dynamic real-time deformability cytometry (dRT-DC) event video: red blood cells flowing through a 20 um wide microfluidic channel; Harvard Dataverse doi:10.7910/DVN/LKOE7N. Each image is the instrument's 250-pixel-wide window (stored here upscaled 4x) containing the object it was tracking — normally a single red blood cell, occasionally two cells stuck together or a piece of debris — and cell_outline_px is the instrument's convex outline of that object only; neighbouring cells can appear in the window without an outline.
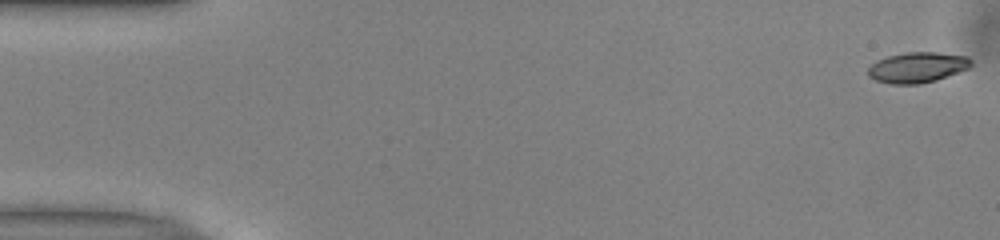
{"species": "common noctule bat (a hibernating species)", "species_latin": "Nyctalus noctula", "temperature_condition": "warm", "stored_images_in_passage": 51, "camera_frame_rate_fps": 3000, "um_per_image_px": 0.085, "animal": {"sex": "male", "body_mass_g": 13.0, "forearm_length_mm": 53.1}, "frame": {"image": 1, "passage_image": 1, "time_ms": 0.0, "image_size_px": [1000, 240], "cell_outline_px": [[972, 64], [968, 68], [936, 80], [920, 84], [892, 84], [876, 80], [868, 76], [868, 68], [876, 60], [888, 56], [908, 52], [936, 52], [968, 56], [972, 60]], "centroid_in_image_um": [77.97, 5.72], "position_along_channel_um": 7.0, "area_um2": 18.26}}
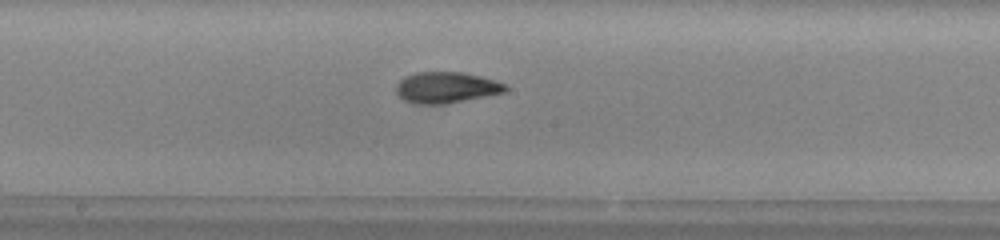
{"frame": {"image": 2, "passage_image": 27, "time_ms": 8.667, "image_size_px": [1000, 240], "cell_outline_px": [[508, 88], [504, 92], [444, 104], [416, 104], [404, 100], [396, 92], [396, 84], [404, 76], [416, 72], [464, 72], [480, 76], [508, 84]], "centroid_in_image_um": [37.91, 7.43], "position_along_channel_um": 210.3, "area_um2": 19.77}}
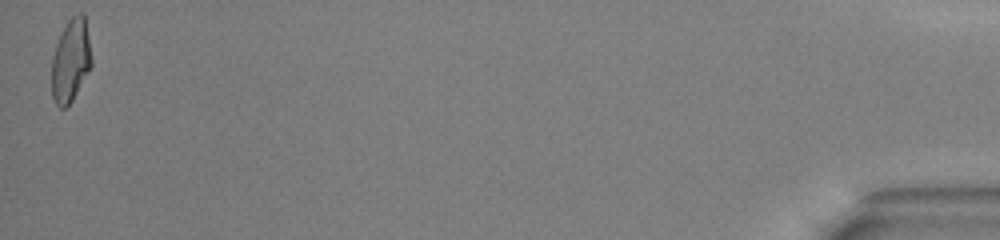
{"frame": {"image": 3, "passage_image": 51, "time_ms": 16.667, "image_size_px": [1000, 240], "cell_outline_px": [[92, 64], [72, 100], [64, 108], [60, 108], [56, 104], [52, 96], [52, 56], [56, 44], [68, 20], [72, 16], [80, 12], [84, 16], [88, 36], [92, 60]], "centroid_in_image_um": [6.0, 5.15], "position_along_channel_um": 429.2, "area_um2": 18.84}, "authors_computed_cell_mechanics": {"area_um2": 19.1318, "velocity_mm_per_s": 4.012, "shape_relaxation_time_tau1_ms": 4.4452, "shape_relaxation_time_tau2_ms": 1.9735, "deformation_change_tau1": 0.2013, "deformation_change_tau2": 0.0885}}